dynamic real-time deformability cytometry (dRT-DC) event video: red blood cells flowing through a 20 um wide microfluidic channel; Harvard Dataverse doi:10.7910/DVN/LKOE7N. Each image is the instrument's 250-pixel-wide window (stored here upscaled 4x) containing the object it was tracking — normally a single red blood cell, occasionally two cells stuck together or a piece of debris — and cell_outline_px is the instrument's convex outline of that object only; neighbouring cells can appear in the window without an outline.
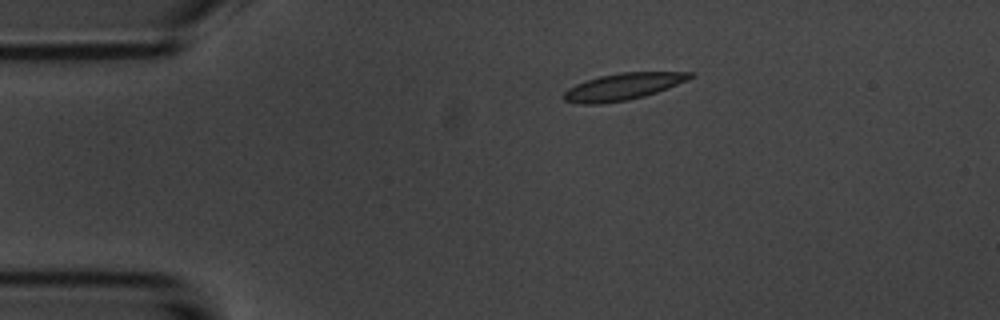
{"species": "common noctule bat (a hibernating species)", "species_latin": "Nyctalus noctula", "temperature_condition": "room temperature", "stored_images_in_passage": 2, "camera_frame_rate_fps": 3000, "um_per_image_px": 0.085, "animal": {"sex": "male", "body_mass_g": 20.1, "forearm_length_mm": 53.5}, "frame": {"image": 1, "passage_image": 1, "time_ms": 0.0, "image_size_px": [1000, 320], "cell_outline_px": [[696, 76], [688, 80], [668, 88], [644, 96], [628, 100], [600, 104], [580, 104], [564, 100], [560, 96], [568, 88], [584, 80], [600, 76], [620, 72], [696, 72]], "centroid_in_image_um": [52.95, 7.36], "position_along_channel_um": 32.1, "area_um2": 19.94}}